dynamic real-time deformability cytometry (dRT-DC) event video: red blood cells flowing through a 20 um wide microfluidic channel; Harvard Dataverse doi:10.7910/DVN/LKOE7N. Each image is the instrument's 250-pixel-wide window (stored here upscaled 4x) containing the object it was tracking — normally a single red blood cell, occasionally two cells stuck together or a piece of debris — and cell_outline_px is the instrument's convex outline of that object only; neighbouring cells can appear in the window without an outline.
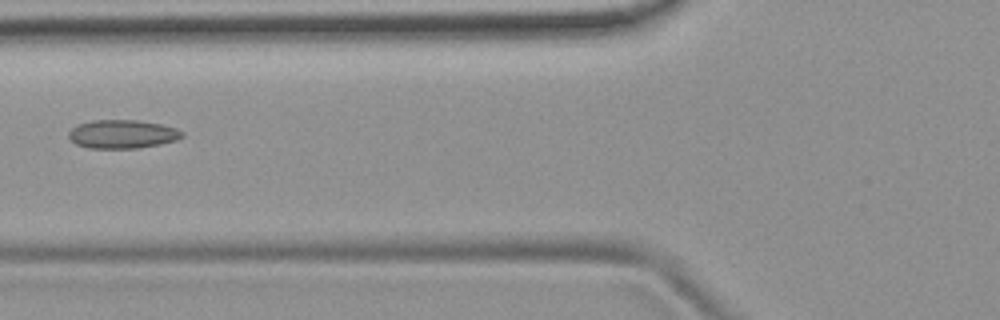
{"species": "common noctule bat (a hibernating species)", "species_latin": "Nyctalus noctula", "temperature_condition": "room temperature", "stored_images_in_passage": 5, "camera_frame_rate_fps": 3000, "um_per_image_px": 0.085, "animal": {"sex": "female", "body_mass_g": 19.9}, "frame": {"image": 1, "passage_image": 5, "time_ms": 5.333, "image_size_px": [1000, 320], "cell_outline_px": [[184, 136], [176, 140], [160, 144], [136, 148], [88, 148], [76, 144], [68, 136], [68, 132], [76, 124], [92, 120], [140, 120], [160, 124], [176, 128], [184, 132]], "centroid_in_image_um": [10.39, 11.39], "position_along_channel_um": 115.4, "area_um2": 18.96}}